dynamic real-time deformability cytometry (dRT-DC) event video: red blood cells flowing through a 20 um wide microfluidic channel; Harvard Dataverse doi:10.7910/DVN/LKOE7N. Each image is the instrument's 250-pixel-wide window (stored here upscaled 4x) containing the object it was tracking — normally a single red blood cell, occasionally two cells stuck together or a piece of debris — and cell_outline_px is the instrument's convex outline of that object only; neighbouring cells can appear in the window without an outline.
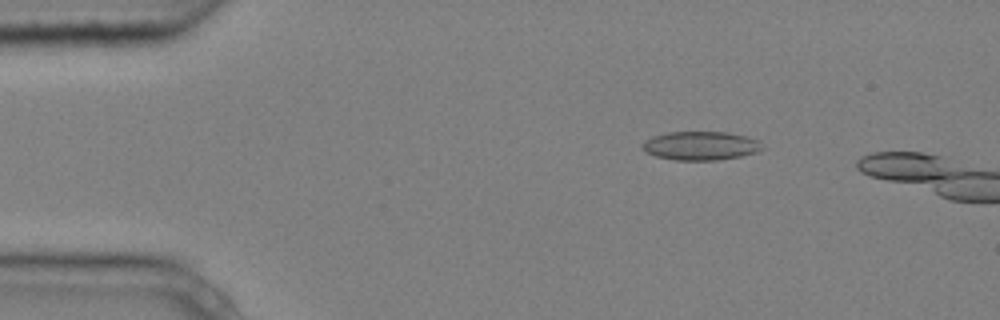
{"species": "common noctule bat (a hibernating species)", "species_latin": "Nyctalus noctula", "temperature_condition": "cold", "stored_images_in_passage": 4, "camera_frame_rate_fps": 3000, "um_per_image_px": 0.085, "animal": {"sex": "male", "body_mass_g": 20.4}, "frame": {"image": 1, "passage_image": 3, "time_ms": 0.667, "image_size_px": [1000, 320], "cell_outline_px": [[764, 148], [756, 152], [740, 156], [716, 160], [676, 160], [656, 156], [644, 152], [640, 144], [644, 140], [652, 136], [668, 132], [728, 132], [748, 136], [756, 140]], "centroid_in_image_um": [59.5, 12.38], "position_along_channel_um": 25.5, "area_um2": 20.11}}